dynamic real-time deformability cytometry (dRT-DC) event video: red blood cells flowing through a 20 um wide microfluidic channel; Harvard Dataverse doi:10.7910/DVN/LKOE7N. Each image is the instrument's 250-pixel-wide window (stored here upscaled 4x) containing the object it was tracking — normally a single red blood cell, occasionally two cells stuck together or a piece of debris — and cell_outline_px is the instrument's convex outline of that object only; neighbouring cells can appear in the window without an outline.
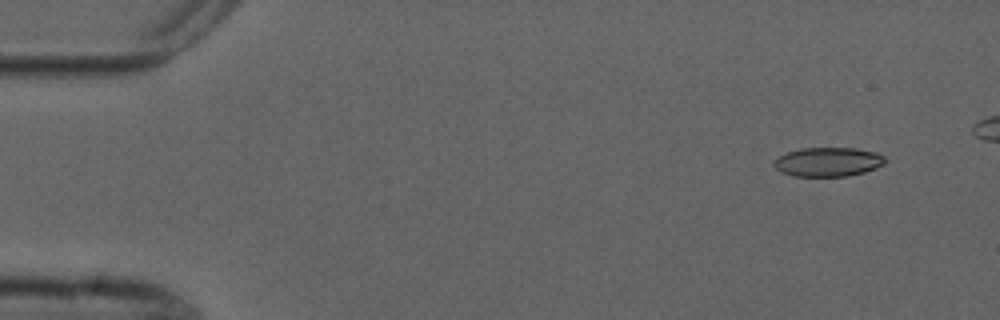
{"species": "common noctule bat (a hibernating species)", "species_latin": "Nyctalus noctula", "temperature_condition": "cold", "stored_images_in_passage": 5, "camera_frame_rate_fps": 3000, "um_per_image_px": 0.085, "animal": {"sex": "male", "forearm_length_mm": 52.5}, "frame": {"image": 1, "passage_image": 1, "time_ms": 0.0, "image_size_px": [1000, 320], "cell_outline_px": [[888, 160], [884, 164], [876, 168], [864, 172], [848, 176], [792, 176], [780, 172], [772, 164], [772, 160], [788, 152], [800, 148], [856, 148], [876, 152], [884, 156]], "centroid_in_image_um": [70.38, 13.76], "position_along_channel_um": 14.6, "area_um2": 19.07}}